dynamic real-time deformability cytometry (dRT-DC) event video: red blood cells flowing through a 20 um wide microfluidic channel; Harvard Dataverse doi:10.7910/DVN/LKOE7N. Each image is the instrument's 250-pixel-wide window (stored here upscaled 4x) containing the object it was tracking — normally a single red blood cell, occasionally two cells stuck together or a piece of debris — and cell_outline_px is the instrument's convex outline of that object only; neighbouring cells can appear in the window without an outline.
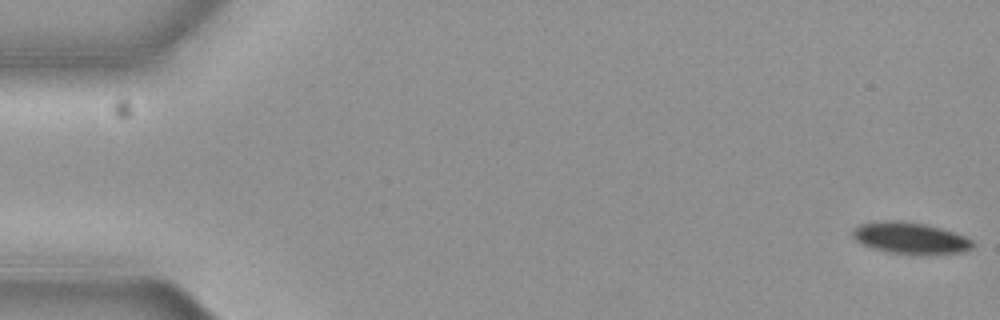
{"species": "common noctule bat (a hibernating species)", "species_latin": "Nyctalus noctula", "temperature_condition": "cold", "stored_images_in_passage": 16, "camera_frame_rate_fps": 3000, "um_per_image_px": 0.085, "animal": {"sex": "female", "body_mass_g": 19.3, "forearm_length_mm": 54.1}, "frame": {"image": 1, "passage_image": 1, "time_ms": 0.0, "image_size_px": [1000, 320], "cell_outline_px": [[972, 248], [960, 252], [920, 256], [888, 252], [872, 248], [860, 244], [852, 236], [852, 232], [860, 224], [884, 220], [900, 220], [924, 224], [940, 228], [964, 236], [972, 240]], "centroid_in_image_um": [77.34, 20.25], "position_along_channel_um": 7.7, "area_um2": 22.2}}
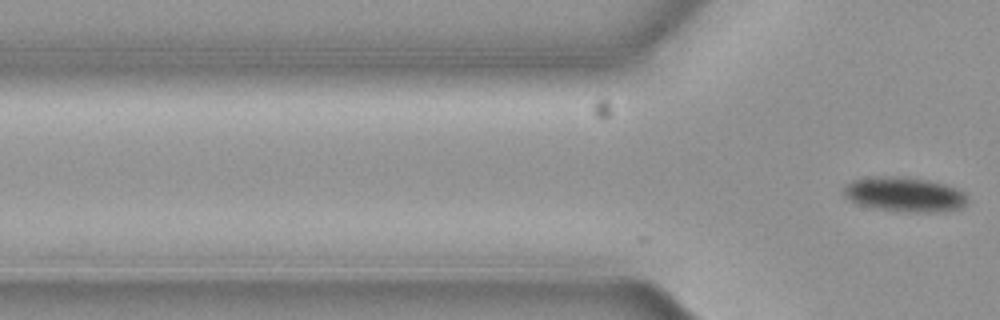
{"frame": {"image": 2, "passage_image": 16, "time_ms": 5.0, "image_size_px": [1000, 320], "cell_outline_px": [[968, 200], [960, 208], [936, 212], [908, 212], [880, 208], [856, 204], [844, 192], [844, 188], [852, 180], [884, 176], [892, 176], [924, 180], [944, 184], [960, 188], [968, 196]], "centroid_in_image_um": [76.96, 16.53], "position_along_channel_um": 48.8, "area_um2": 24.45}}